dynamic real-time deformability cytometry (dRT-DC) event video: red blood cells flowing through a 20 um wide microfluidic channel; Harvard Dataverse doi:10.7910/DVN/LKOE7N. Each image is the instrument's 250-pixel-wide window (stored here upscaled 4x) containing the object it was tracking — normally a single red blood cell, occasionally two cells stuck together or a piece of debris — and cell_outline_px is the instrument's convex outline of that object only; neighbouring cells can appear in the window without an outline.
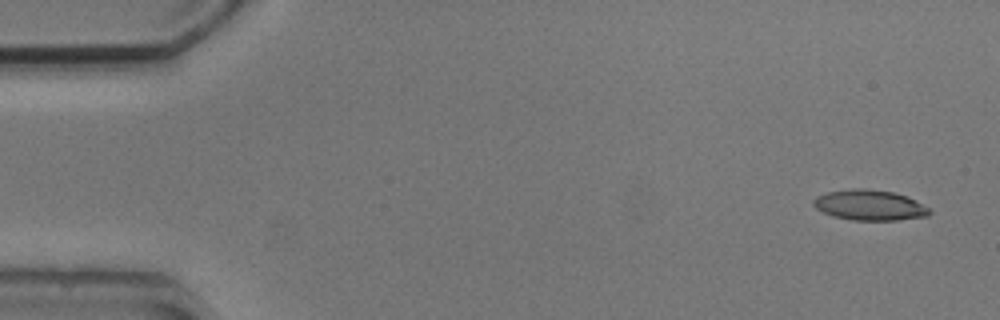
{"species": "common noctule bat (a hibernating species)", "species_latin": "Nyctalus noctula", "temperature_condition": "cold", "stored_images_in_passage": 3, "camera_frame_rate_fps": 3000, "um_per_image_px": 0.085, "animal": {"sex": "male", "body_mass_g": 20.5, "forearm_length_mm": 52.5}, "frame": {"image": 1, "passage_image": 1, "time_ms": 0.0, "image_size_px": [1000, 320], "cell_outline_px": [[932, 212], [928, 216], [896, 220], [852, 220], [832, 216], [816, 208], [812, 204], [812, 200], [816, 196], [828, 192], [852, 188], [864, 188], [892, 192], [908, 196], [932, 208]], "centroid_in_image_um": [73.95, 17.43], "position_along_channel_um": 11.1, "area_um2": 20.81}}